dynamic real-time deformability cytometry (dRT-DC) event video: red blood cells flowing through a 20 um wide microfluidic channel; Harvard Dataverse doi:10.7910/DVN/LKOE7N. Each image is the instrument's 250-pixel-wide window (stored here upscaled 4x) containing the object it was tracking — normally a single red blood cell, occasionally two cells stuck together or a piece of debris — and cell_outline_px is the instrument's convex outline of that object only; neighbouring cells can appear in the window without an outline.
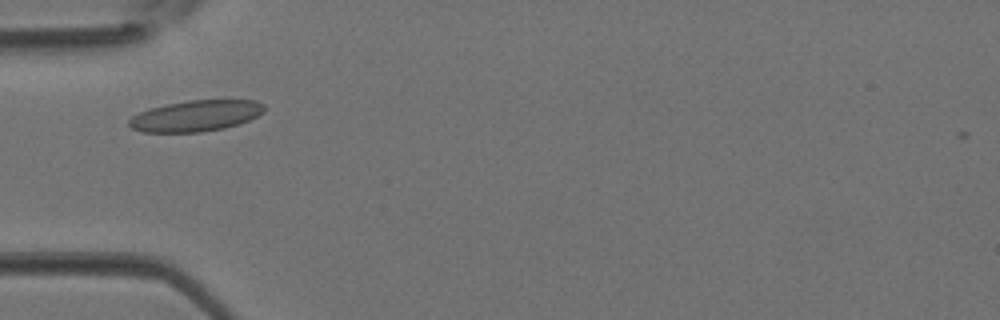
{"species": "Egyptian fruit bat (a non-hibernating species)", "species_latin": "Rousettus aegyptiacus", "temperature_condition": "room temperature", "stored_images_in_passage": 1, "camera_frame_rate_fps": 3000, "um_per_image_px": 0.085, "animal": {"sex": "female"}, "frame": {"image": 1, "passage_image": 1, "time_ms": 0.0, "image_size_px": [1000, 320], "cell_outline_px": [[264, 112], [248, 120], [224, 128], [200, 132], [144, 132], [132, 128], [128, 124], [128, 120], [132, 116], [148, 108], [188, 100], [256, 100], [264, 104]], "centroid_in_image_um": [16.63, 9.84], "position_along_channel_um": 68.4, "area_um2": 24.33}}